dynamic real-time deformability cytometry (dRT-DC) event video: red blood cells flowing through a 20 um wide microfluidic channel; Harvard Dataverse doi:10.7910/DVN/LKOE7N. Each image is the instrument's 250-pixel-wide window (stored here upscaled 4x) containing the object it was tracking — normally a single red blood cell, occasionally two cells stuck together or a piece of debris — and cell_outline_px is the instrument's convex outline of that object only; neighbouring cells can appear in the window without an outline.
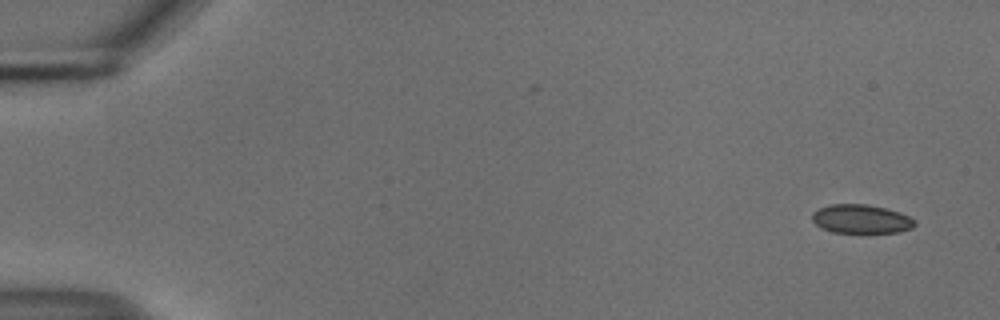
{"species": "common noctule bat (a hibernating species)", "species_latin": "Nyctalus noctula", "temperature_condition": "cold", "stored_images_in_passage": 53, "camera_frame_rate_fps": 3000, "um_per_image_px": 0.085, "animal": {"sex": "male", "body_mass_g": 18.8}, "frame": {"image": 1, "passage_image": 1, "time_ms": 0.0, "image_size_px": [1000, 320], "cell_outline_px": [[916, 224], [912, 228], [900, 232], [832, 232], [820, 228], [812, 220], [812, 212], [820, 208], [832, 204], [868, 204], [900, 212], [916, 220]], "centroid_in_image_um": [73.2, 18.61], "position_along_channel_um": 11.8, "area_um2": 17.22}}
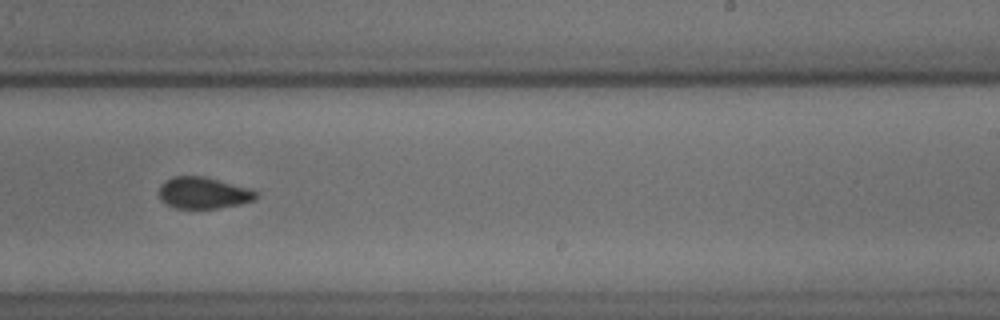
{"frame": {"image": 2, "passage_image": 33, "time_ms": 10.667, "image_size_px": [1000, 320], "cell_outline_px": [[256, 200], [240, 204], [216, 208], [176, 208], [160, 200], [160, 184], [172, 176], [204, 176], [248, 188], [256, 192]], "centroid_in_image_um": [17.27, 16.39], "position_along_channel_um": 271.7, "area_um2": 17.63}}
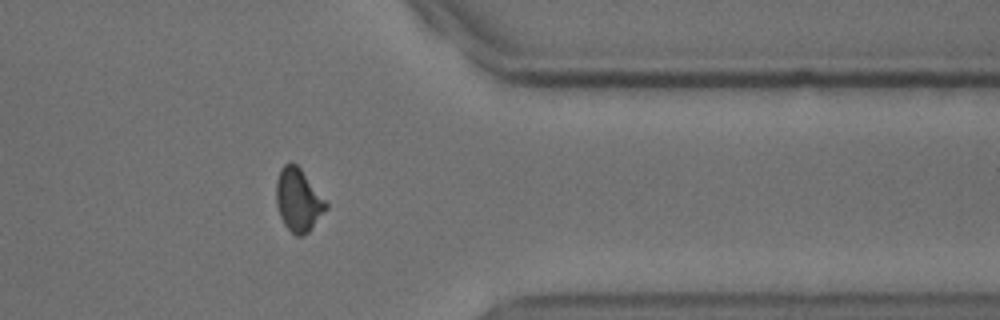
{"frame": {"image": 3, "passage_image": 43, "time_ms": 14.0, "image_size_px": [1000, 320], "cell_outline_px": [[328, 208], [308, 232], [304, 236], [296, 236], [284, 224], [280, 216], [276, 200], [276, 180], [280, 168], [284, 164], [296, 164], [300, 168], [328, 204]], "centroid_in_image_um": [25.35, 17.01], "position_along_channel_um": 386.1, "area_um2": 18.03}, "authors_computed_cell_mechanics": {"area_um2": 17.918, "velocity_mm_per_s": 3.717, "shape_relaxation_time_tau1_ms": 4.7406, "shape_relaxation_time_tau2_ms": 2.0151, "deformation_change_tau1": 0.0879, "deformation_change_tau2": 0.0533}}